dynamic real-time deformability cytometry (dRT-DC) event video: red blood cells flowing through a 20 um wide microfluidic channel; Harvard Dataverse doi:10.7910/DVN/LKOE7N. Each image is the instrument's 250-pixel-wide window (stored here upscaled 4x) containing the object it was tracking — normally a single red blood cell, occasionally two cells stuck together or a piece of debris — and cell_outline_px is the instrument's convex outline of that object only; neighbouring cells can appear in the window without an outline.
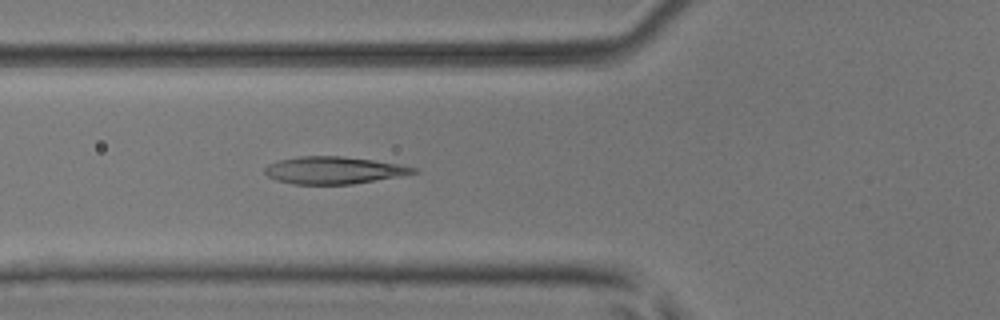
{"species": "common noctule bat (a hibernating species)", "species_latin": "Nyctalus noctula", "temperature_condition": "room temperature", "stored_images_in_passage": 6, "camera_frame_rate_fps": 3000, "um_per_image_px": 0.085, "animal": {"sex": "male", "body_mass_g": 17.9, "forearm_length_mm": 54.2}, "frame": {"image": 1, "passage_image": 6, "time_ms": 1.667, "image_size_px": [1000, 320], "cell_outline_px": [[420, 172], [352, 184], [296, 184], [276, 180], [268, 176], [264, 172], [264, 168], [268, 164], [280, 160], [300, 156], [344, 156], [400, 164], [416, 168]], "centroid_in_image_um": [28.35, 14.46], "position_along_channel_um": 97.4, "area_um2": 23.41}}